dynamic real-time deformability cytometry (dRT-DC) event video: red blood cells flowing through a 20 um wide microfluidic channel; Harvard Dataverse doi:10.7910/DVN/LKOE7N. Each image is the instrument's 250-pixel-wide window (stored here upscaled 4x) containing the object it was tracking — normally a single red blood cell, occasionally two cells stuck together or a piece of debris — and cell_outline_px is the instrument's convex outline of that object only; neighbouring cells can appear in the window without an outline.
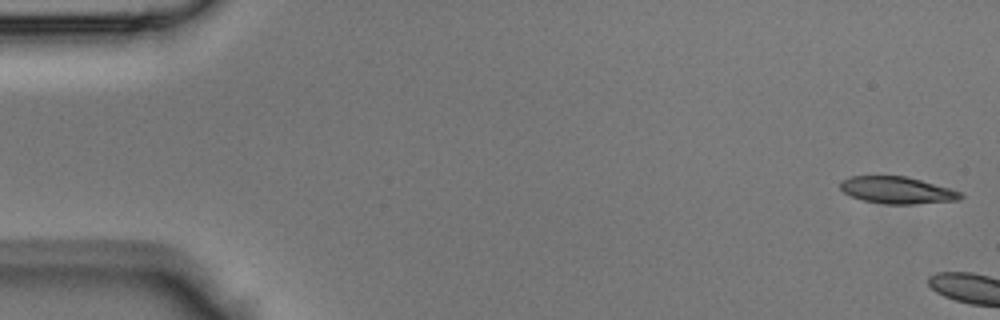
{"species": "Egyptian fruit bat (a non-hibernating species)", "species_latin": "Rousettus aegyptiacus", "temperature_condition": "room temperature", "stored_images_in_passage": 4, "camera_frame_rate_fps": 3000, "um_per_image_px": 0.085, "animal": {"sex": "male"}, "frame": {"image": 1, "passage_image": 1, "time_ms": 0.0, "image_size_px": [1000, 320], "cell_outline_px": [[964, 196], [960, 200], [916, 204], [884, 204], [864, 200], [852, 196], [844, 192], [840, 188], [840, 180], [852, 176], [904, 176], [920, 180], [964, 192]], "centroid_in_image_um": [76.29, 16.17], "position_along_channel_um": 8.7, "area_um2": 18.9}}